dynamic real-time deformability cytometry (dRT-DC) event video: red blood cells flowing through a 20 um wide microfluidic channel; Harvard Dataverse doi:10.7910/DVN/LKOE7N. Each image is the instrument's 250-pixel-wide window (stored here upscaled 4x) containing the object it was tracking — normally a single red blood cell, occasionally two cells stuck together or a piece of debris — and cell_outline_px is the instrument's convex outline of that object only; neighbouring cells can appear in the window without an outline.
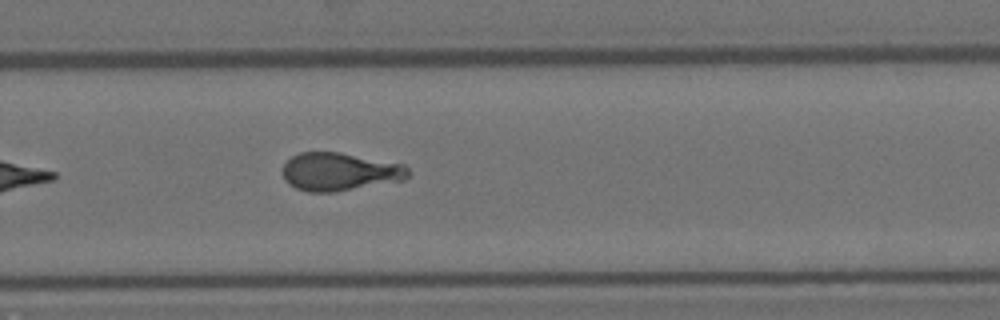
{"species": "Egyptian fruit bat (a non-hibernating species)", "species_latin": "Rousettus aegyptiacus", "temperature_condition": "room temperature", "stored_images_in_passage": 10, "camera_frame_rate_fps": 3000, "um_per_image_px": 0.085, "animal": {"sex": "female"}, "frame": {"image": 1, "passage_image": 10, "time_ms": 3.0, "image_size_px": [1000, 320], "cell_outline_px": [[408, 176], [404, 180], [336, 192], [308, 192], [296, 188], [288, 184], [284, 180], [284, 164], [292, 156], [300, 152], [340, 152], [404, 164], [408, 168]], "centroid_in_image_um": [28.87, 14.6], "position_along_channel_um": 300.9, "area_um2": 27.92}}